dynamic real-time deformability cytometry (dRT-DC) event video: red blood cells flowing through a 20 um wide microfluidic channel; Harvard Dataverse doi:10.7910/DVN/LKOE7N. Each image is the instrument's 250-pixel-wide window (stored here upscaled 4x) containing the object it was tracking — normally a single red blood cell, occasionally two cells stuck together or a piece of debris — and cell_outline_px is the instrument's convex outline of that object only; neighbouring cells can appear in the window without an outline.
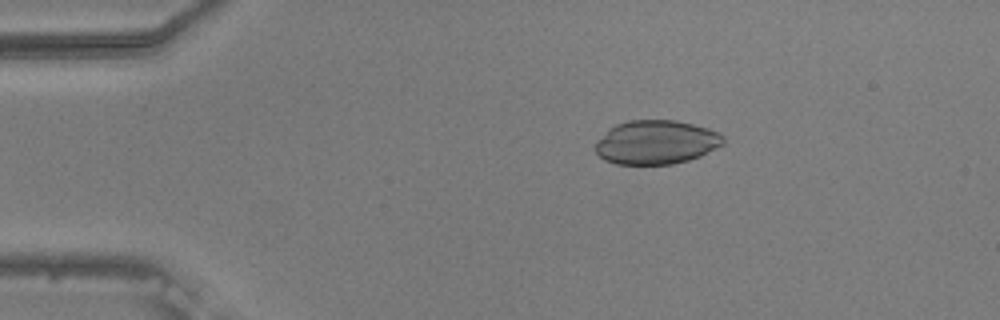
{"species": "common noctule bat (a hibernating species)", "species_latin": "Nyctalus noctula", "temperature_condition": "warm", "stored_images_in_passage": 52, "camera_frame_rate_fps": 3000, "um_per_image_px": 0.085, "animal": {"sex": "male", "body_mass_g": 20.5, "forearm_length_mm": 52.5}, "frame": {"image": 1, "passage_image": 10, "time_ms": 3.0, "image_size_px": [1000, 320], "cell_outline_px": [[724, 144], [700, 156], [688, 160], [672, 164], [616, 164], [604, 160], [596, 152], [596, 140], [608, 128], [616, 124], [628, 120], [676, 120], [708, 128], [724, 136]], "centroid_in_image_um": [55.75, 12.09], "position_along_channel_um": 29.2, "area_um2": 32.83}}